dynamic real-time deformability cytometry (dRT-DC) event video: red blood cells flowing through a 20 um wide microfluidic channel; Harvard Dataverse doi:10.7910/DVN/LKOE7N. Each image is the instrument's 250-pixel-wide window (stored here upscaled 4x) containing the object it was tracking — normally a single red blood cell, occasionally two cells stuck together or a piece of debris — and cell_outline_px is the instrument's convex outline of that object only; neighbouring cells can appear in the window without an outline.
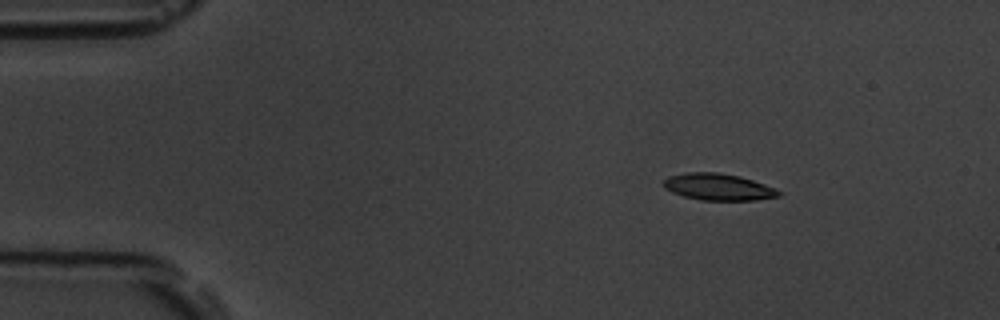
{"species": "common noctule bat (a hibernating species)", "species_latin": "Nyctalus noctula", "temperature_condition": "room temperature", "stored_images_in_passage": 11, "camera_frame_rate_fps": 3000, "um_per_image_px": 0.085, "animal": {"sex": "male", "body_mass_g": 19.5, "forearm_length_mm": 54.6}, "frame": {"image": 1, "passage_image": 2, "time_ms": 2.0, "image_size_px": [1000, 320], "cell_outline_px": [[784, 192], [780, 196], [756, 200], [700, 200], [684, 196], [672, 192], [664, 188], [664, 180], [668, 176], [688, 172], [716, 172], [740, 176], [776, 188]], "centroid_in_image_um": [61.08, 15.89], "position_along_channel_um": 23.9, "area_um2": 17.98}}
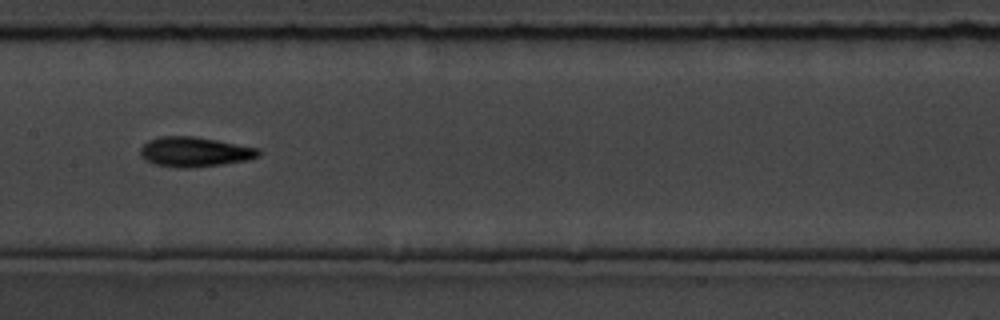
{"frame": {"image": 2, "passage_image": 8, "time_ms": 8.667, "image_size_px": [1000, 320], "cell_outline_px": [[264, 152], [260, 156], [248, 160], [220, 164], [188, 168], [176, 168], [152, 164], [144, 160], [140, 156], [140, 148], [148, 140], [160, 136], [192, 136], [216, 140], [260, 148]], "centroid_in_image_um": [16.54, 12.91], "position_along_channel_um": 190.9, "area_um2": 20.81}}
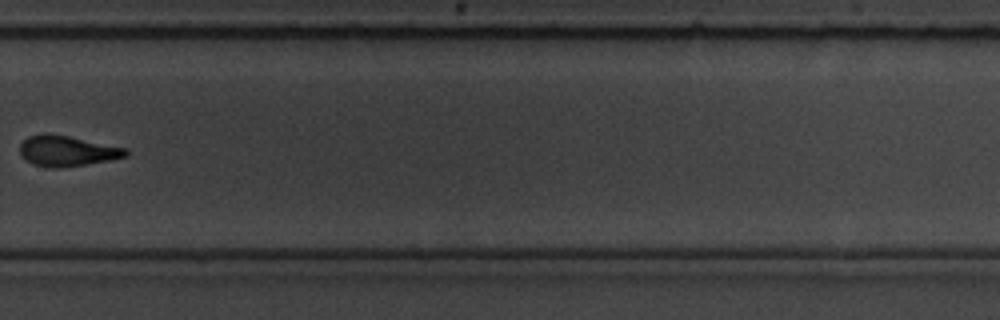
{"frame": {"image": 3, "passage_image": 11, "time_ms": 12.333, "image_size_px": [1000, 320], "cell_outline_px": [[128, 156], [112, 160], [60, 168], [52, 168], [32, 164], [20, 156], [20, 144], [28, 136], [68, 136], [128, 148]], "centroid_in_image_um": [5.75, 12.87], "position_along_channel_um": 324.0, "area_um2": 18.5}}